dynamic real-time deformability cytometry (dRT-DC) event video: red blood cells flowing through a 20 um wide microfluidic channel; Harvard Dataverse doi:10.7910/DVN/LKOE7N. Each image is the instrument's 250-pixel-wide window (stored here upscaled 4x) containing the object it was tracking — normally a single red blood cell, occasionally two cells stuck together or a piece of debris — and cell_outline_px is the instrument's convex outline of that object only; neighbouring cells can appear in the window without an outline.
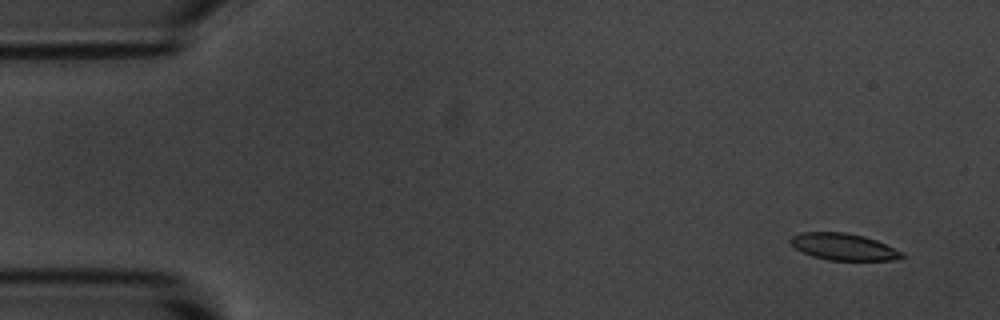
{"species": "common noctule bat (a hibernating species)", "species_latin": "Nyctalus noctula", "temperature_condition": "room temperature", "stored_images_in_passage": 2, "camera_frame_rate_fps": 3000, "um_per_image_px": 0.085, "animal": {"sex": "male", "body_mass_g": 20.1, "forearm_length_mm": 53.5}, "frame": {"image": 1, "passage_image": 1, "time_ms": 0.0, "image_size_px": [1000, 320], "cell_outline_px": [[904, 256], [900, 260], [828, 260], [812, 256], [796, 248], [788, 240], [792, 236], [800, 232], [844, 232], [864, 236], [876, 240], [904, 252]], "centroid_in_image_um": [71.73, 20.97], "position_along_channel_um": 13.3, "area_um2": 17.4}}